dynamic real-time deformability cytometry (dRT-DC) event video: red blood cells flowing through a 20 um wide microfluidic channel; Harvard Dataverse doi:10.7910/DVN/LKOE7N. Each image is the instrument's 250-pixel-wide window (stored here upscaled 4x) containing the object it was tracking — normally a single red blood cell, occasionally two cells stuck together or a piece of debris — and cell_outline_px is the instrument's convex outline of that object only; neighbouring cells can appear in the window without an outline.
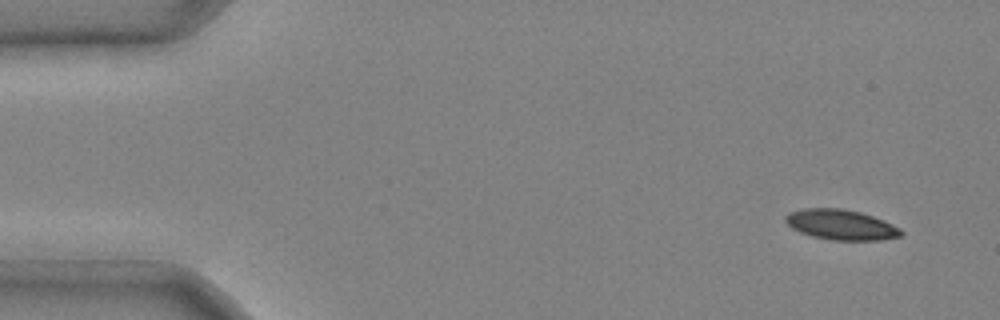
{"species": "common noctule bat (a hibernating species)", "species_latin": "Nyctalus noctula", "temperature_condition": "cold", "stored_images_in_passage": 4, "camera_frame_rate_fps": 3000, "um_per_image_px": 0.085, "animal": {"sex": "male", "body_mass_g": 20.4}, "frame": {"image": 1, "passage_image": 1, "time_ms": 0.0, "image_size_px": [1000, 320], "cell_outline_px": [[904, 232], [900, 236], [880, 240], [832, 240], [812, 236], [800, 232], [792, 228], [784, 220], [784, 216], [788, 212], [804, 208], [840, 208], [860, 212], [884, 220], [900, 228]], "centroid_in_image_um": [71.46, 19.09], "position_along_channel_um": 13.5, "area_um2": 20.4}}